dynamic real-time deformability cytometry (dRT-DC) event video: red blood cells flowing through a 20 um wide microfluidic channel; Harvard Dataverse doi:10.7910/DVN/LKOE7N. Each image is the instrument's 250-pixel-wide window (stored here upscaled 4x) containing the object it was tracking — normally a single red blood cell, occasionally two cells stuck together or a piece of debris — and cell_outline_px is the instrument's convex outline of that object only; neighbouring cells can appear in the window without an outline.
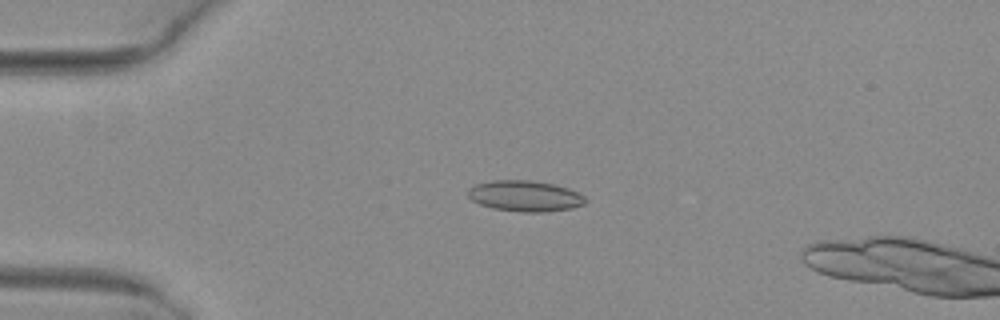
{"species": "common noctule bat (a hibernating species)", "species_latin": "Nyctalus noctula", "temperature_condition": "warm", "stored_images_in_passage": 3, "camera_frame_rate_fps": 3000, "um_per_image_px": 0.085, "animal": {"sex": "female", "body_mass_g": 29.2, "forearm_length_mm": 56.3}, "frame": {"image": 1, "passage_image": 2, "time_ms": 0.333, "image_size_px": [1000, 320], "cell_outline_px": [[588, 200], [584, 204], [572, 208], [548, 212], [524, 212], [492, 208], [480, 204], [472, 200], [468, 196], [468, 192], [476, 184], [492, 180], [528, 180], [552, 184], [568, 188], [584, 196]], "centroid_in_image_um": [44.65, 16.67], "position_along_channel_um": 40.4, "area_um2": 20.98}}